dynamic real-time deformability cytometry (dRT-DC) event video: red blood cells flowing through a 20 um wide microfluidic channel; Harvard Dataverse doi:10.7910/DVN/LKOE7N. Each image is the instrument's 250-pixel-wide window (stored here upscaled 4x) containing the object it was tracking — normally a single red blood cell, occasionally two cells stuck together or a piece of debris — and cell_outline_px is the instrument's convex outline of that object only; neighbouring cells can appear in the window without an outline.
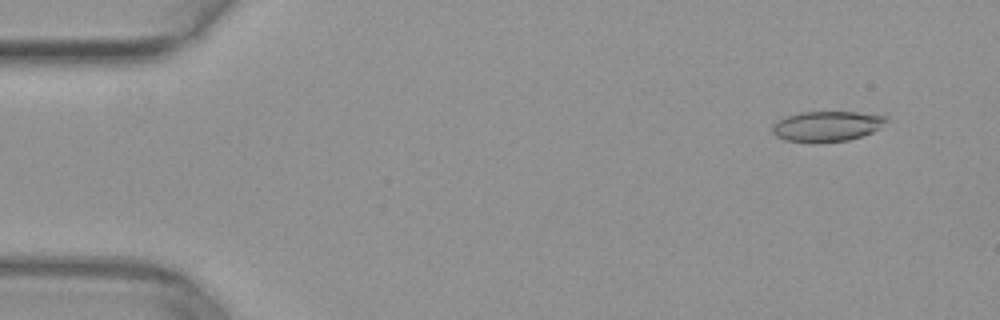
{"species": "common noctule bat (a hibernating species)", "species_latin": "Nyctalus noctula", "temperature_condition": "warm", "stored_images_in_passage": 49, "camera_frame_rate_fps": 3000, "um_per_image_px": 0.085, "animal": {"sex": "female", "body_mass_g": 29.2, "forearm_length_mm": 56.3}, "frame": {"image": 1, "passage_image": 3, "time_ms": 0.667, "image_size_px": [1000, 320], "cell_outline_px": [[888, 120], [880, 128], [872, 132], [848, 140], [784, 140], [776, 136], [772, 132], [772, 124], [788, 116], [800, 112], [856, 112], [888, 116]], "centroid_in_image_um": [70.32, 10.69], "position_along_channel_um": 14.7, "area_um2": 19.42}}
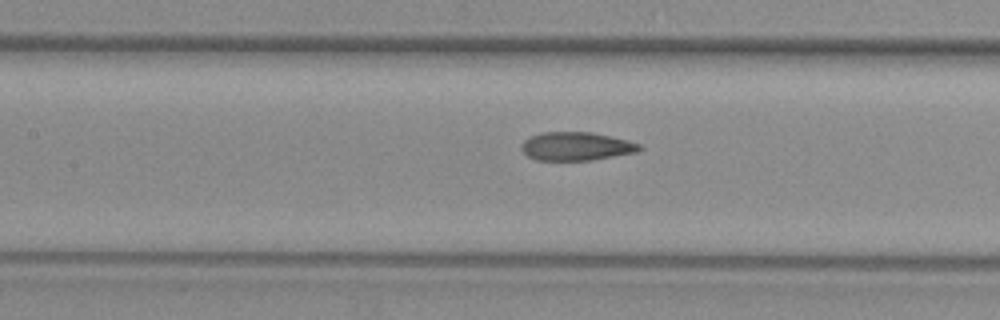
{"frame": {"image": 2, "passage_image": 22, "time_ms": 7.0, "image_size_px": [1000, 320], "cell_outline_px": [[644, 148], [636, 152], [592, 160], [536, 160], [528, 156], [520, 148], [520, 144], [524, 140], [540, 132], [592, 132], [628, 140], [640, 144]], "centroid_in_image_um": [48.98, 12.43], "position_along_channel_um": 158.4, "area_um2": 19.59}}
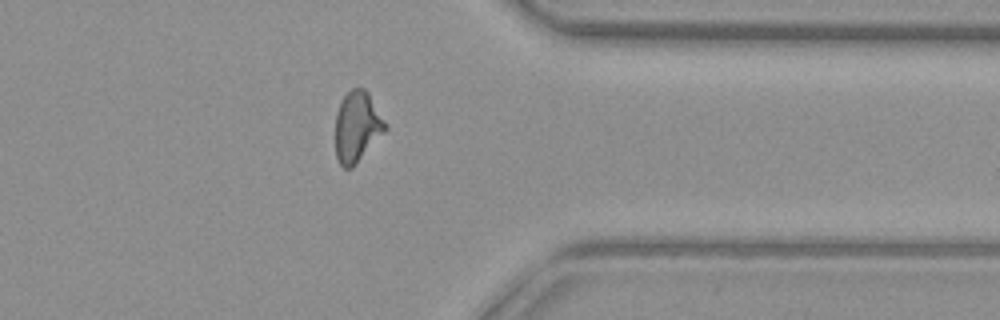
{"frame": {"image": 3, "passage_image": 39, "time_ms": 12.667, "image_size_px": [1000, 320], "cell_outline_px": [[388, 128], [352, 168], [344, 168], [340, 164], [336, 156], [336, 112], [344, 96], [352, 88], [364, 88], [368, 92], [388, 124]], "centroid_in_image_um": [30.37, 10.76], "position_along_channel_um": 381.0, "area_um2": 20.46}}